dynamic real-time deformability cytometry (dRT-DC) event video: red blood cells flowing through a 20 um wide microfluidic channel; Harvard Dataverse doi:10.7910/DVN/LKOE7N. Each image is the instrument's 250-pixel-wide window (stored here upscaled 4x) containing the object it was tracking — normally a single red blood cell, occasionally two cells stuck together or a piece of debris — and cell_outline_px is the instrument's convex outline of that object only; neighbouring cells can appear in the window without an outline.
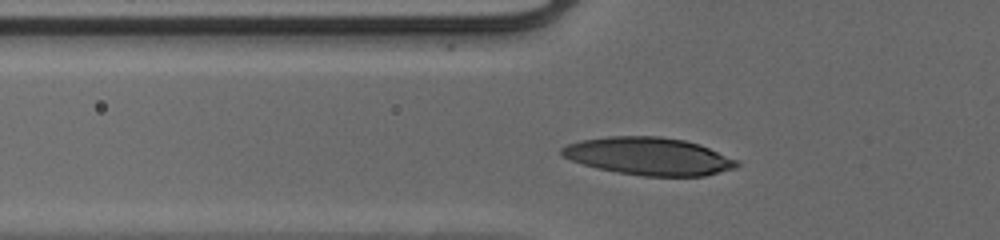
{"species": "human", "species_latin": "Homo sapiens", "temperature_condition": "cold", "stored_images_in_passage": 37, "camera_frame_rate_fps": 3000, "um_per_image_px": 0.085, "donor": {"sex": "male"}, "frame": {"image": 1, "passage_image": 10, "time_ms": 3.0, "image_size_px": [1000, 240], "cell_outline_px": [[740, 164], [736, 168], [704, 176], [644, 176], [616, 172], [596, 168], [572, 160], [564, 156], [560, 152], [560, 148], [568, 144], [580, 140], [608, 136], [660, 136], [684, 140], [700, 144], [736, 160]], "centroid_in_image_um": [55.14, 13.28], "position_along_channel_um": 70.7, "area_um2": 38.32}}
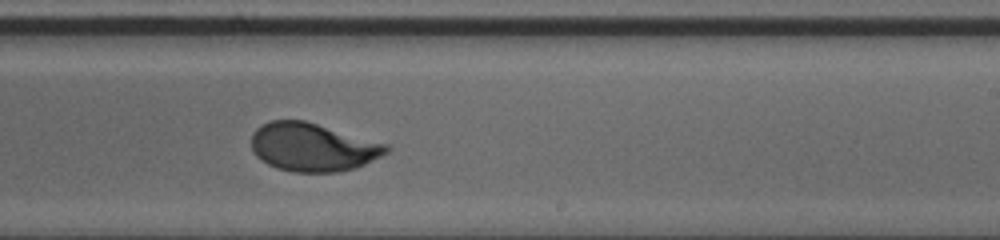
{"frame": {"image": 2, "passage_image": 25, "time_ms": 8.0, "image_size_px": [1000, 240], "cell_outline_px": [[392, 148], [388, 152], [356, 168], [340, 172], [292, 172], [276, 168], [260, 160], [252, 152], [252, 132], [260, 124], [272, 120], [304, 120], [388, 144]], "centroid_in_image_um": [26.56, 12.51], "position_along_channel_um": 262.4, "area_um2": 38.21}}
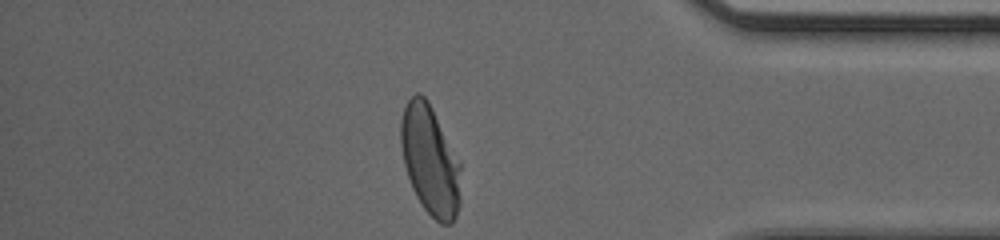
{"frame": {"image": 3, "passage_image": 37, "time_ms": 12.0, "image_size_px": [1000, 240], "cell_outline_px": [[460, 204], [456, 216], [452, 224], [440, 224], [424, 208], [416, 196], [412, 188], [404, 164], [400, 144], [400, 120], [404, 108], [408, 100], [416, 92], [420, 92], [428, 100], [460, 164]], "centroid_in_image_um": [36.54, 13.63], "position_along_channel_um": 398.7, "area_um2": 38.09}, "authors_computed_cell_mechanics": {"area_um2": 38.3214, "velocity_mm_per_s": 3.9032, "shape_relaxation_time_tau1_ms": 3.0906, "shape_relaxation_time_tau2_ms": null, "deformation_change_tau1": 0.1897, "deformation_change_tau2": null}}